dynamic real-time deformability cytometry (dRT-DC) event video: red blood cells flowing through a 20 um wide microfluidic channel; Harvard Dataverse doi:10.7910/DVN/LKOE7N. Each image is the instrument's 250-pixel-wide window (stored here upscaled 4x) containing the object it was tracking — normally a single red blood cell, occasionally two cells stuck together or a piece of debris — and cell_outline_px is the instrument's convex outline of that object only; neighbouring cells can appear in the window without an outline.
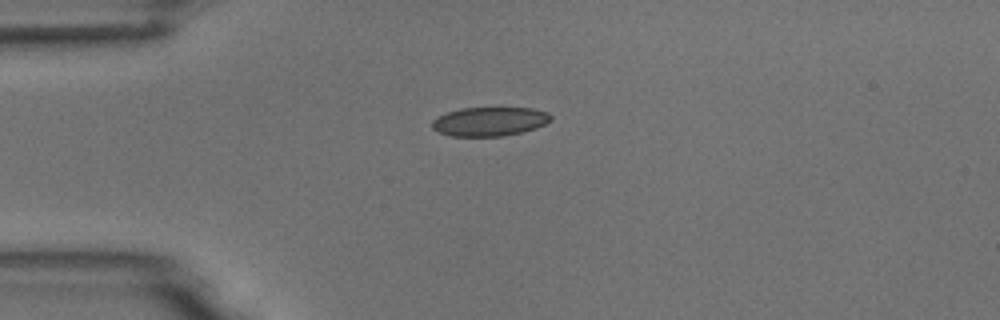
{"species": "common noctule bat (a hibernating species)", "species_latin": "Nyctalus noctula", "temperature_condition": "room temperature", "stored_images_in_passage": 7, "camera_frame_rate_fps": 3000, "um_per_image_px": 0.085, "animal": {"sex": "male", "body_mass_g": 18.8}, "frame": {"image": 1, "passage_image": 1, "time_ms": 0.0, "image_size_px": [1000, 320], "cell_outline_px": [[552, 120], [536, 128], [504, 136], [452, 136], [440, 132], [432, 128], [432, 120], [436, 116], [460, 108], [532, 108], [548, 112], [552, 116]], "centroid_in_image_um": [41.62, 10.32], "position_along_channel_um": 43.4, "area_um2": 20.06}}
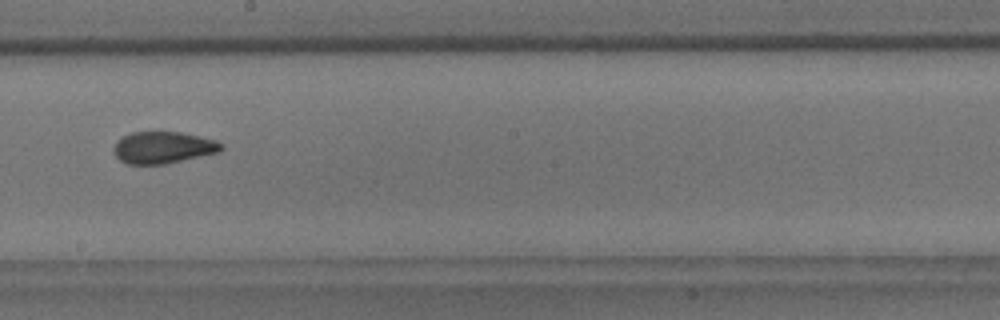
{"frame": {"image": 2, "passage_image": 6, "time_ms": 5.667, "image_size_px": [1000, 320], "cell_outline_px": [[224, 148], [220, 152], [164, 164], [128, 164], [120, 160], [116, 156], [112, 148], [116, 140], [132, 132], [180, 132], [200, 136], [216, 140], [224, 144]], "centroid_in_image_um": [13.88, 12.53], "position_along_channel_um": 234.3, "area_um2": 20.06}}
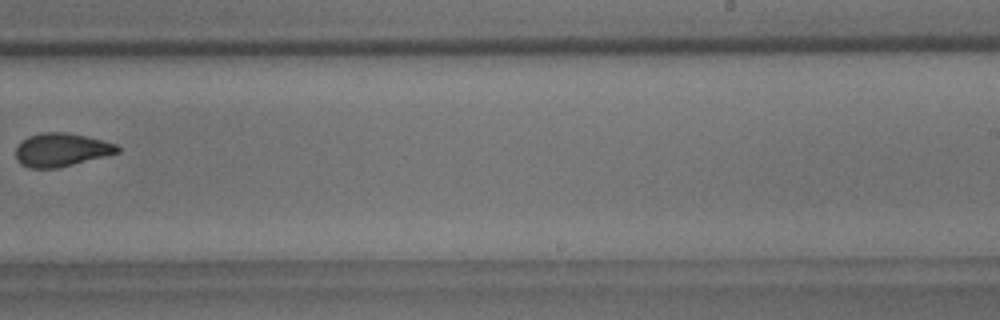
{"frame": {"image": 3, "passage_image": 7, "time_ms": 7.0, "image_size_px": [1000, 320], "cell_outline_px": [[120, 152], [56, 168], [28, 168], [20, 164], [16, 160], [16, 148], [28, 136], [44, 132], [68, 132], [116, 144], [120, 148]], "centroid_in_image_um": [5.18, 12.74], "position_along_channel_um": 283.8, "area_um2": 19.48}}